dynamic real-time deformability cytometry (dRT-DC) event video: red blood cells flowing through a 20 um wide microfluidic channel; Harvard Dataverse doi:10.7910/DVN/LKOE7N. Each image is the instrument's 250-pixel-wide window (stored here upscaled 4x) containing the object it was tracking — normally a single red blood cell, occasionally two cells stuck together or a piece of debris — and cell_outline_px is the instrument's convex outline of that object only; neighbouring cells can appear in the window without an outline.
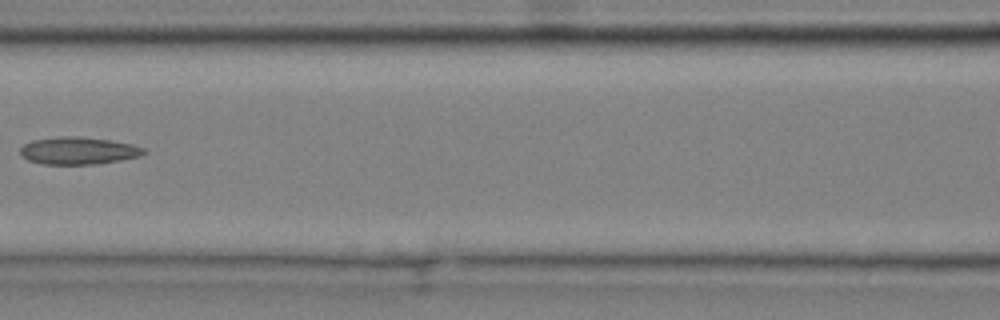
{"species": "common noctule bat (a hibernating species)", "species_latin": "Nyctalus noctula", "temperature_condition": "cold", "stored_images_in_passage": 6, "camera_frame_rate_fps": 3000, "um_per_image_px": 0.085, "animal": {"sex": "male", "body_mass_g": 20.4}, "frame": {"image": 1, "passage_image": 5, "time_ms": 1.333, "image_size_px": [1000, 320], "cell_outline_px": [[148, 152], [140, 156], [120, 160], [96, 164], [44, 164], [28, 160], [20, 156], [20, 148], [24, 144], [32, 140], [60, 136], [80, 136], [112, 140], [132, 144], [144, 148]], "centroid_in_image_um": [6.66, 12.8], "position_along_channel_um": 159.9, "area_um2": 19.88}}
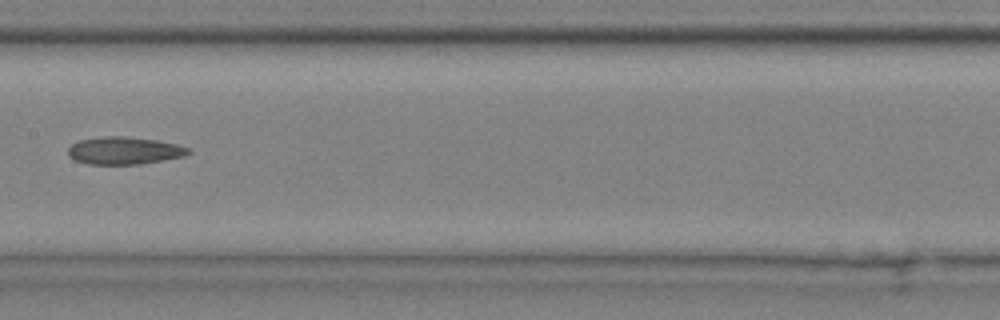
{"frame": {"image": 2, "passage_image": 6, "time_ms": 1.667, "image_size_px": [1000, 320], "cell_outline_px": [[192, 152], [184, 156], [140, 164], [88, 164], [76, 160], [68, 156], [68, 148], [72, 144], [80, 140], [104, 136], [124, 136], [156, 140], [176, 144], [192, 148]], "centroid_in_image_um": [10.58, 12.8], "position_along_channel_um": 196.8, "area_um2": 19.25}}